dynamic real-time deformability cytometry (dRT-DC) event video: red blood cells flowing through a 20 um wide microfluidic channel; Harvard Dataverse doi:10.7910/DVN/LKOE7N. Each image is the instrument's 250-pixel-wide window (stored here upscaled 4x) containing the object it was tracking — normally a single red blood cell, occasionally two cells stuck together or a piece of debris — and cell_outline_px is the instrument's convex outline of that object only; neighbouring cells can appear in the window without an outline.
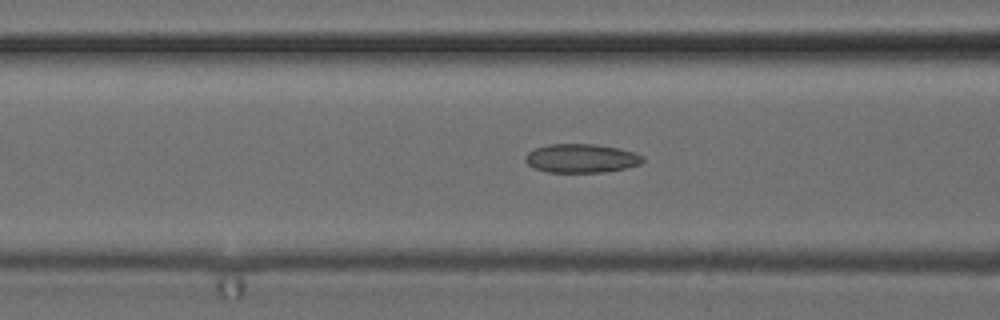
{"species": "common noctule bat (a hibernating species)", "species_latin": "Nyctalus noctula", "temperature_condition": "cold", "stored_images_in_passage": 35, "camera_frame_rate_fps": 3000, "um_per_image_px": 0.085, "animal": {"sex": "female", "body_mass_g": 24.6, "forearm_length_mm": 56.2}, "frame": {"image": 1, "passage_image": 13, "time_ms": 4.0, "image_size_px": [1000, 320], "cell_outline_px": [[644, 160], [640, 164], [624, 168], [604, 172], [548, 172], [536, 168], [528, 164], [524, 160], [524, 156], [528, 152], [536, 148], [548, 144], [596, 144], [620, 148], [636, 152], [644, 156]], "centroid_in_image_um": [49.43, 13.44], "position_along_channel_um": 117.2, "area_um2": 19.77}}
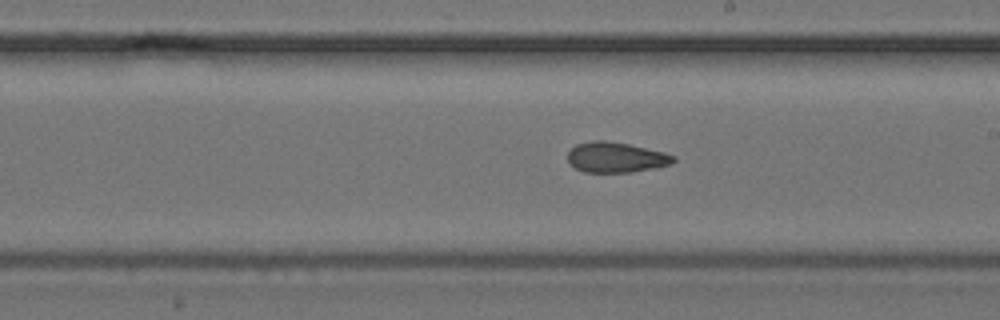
{"frame": {"image": 2, "passage_image": 22, "time_ms": 7.0, "image_size_px": [1000, 320], "cell_outline_px": [[676, 160], [672, 164], [660, 168], [632, 172], [584, 172], [568, 164], [568, 152], [576, 144], [592, 140], [608, 140], [628, 144], [664, 152], [676, 156]], "centroid_in_image_um": [52.38, 13.38], "position_along_channel_um": 236.6, "area_um2": 19.02}}
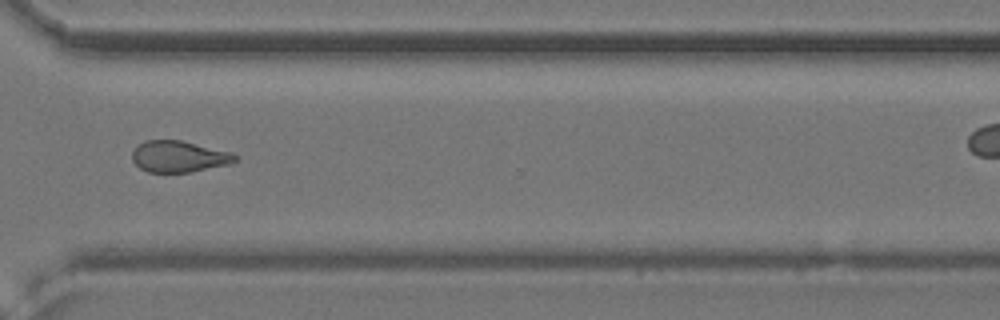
{"frame": {"image": 3, "passage_image": 31, "time_ms": 10.0, "image_size_px": [1000, 320], "cell_outline_px": [[236, 160], [232, 164], [188, 172], [148, 172], [140, 168], [132, 160], [132, 152], [144, 140], [180, 140], [232, 152], [236, 156]], "centroid_in_image_um": [15.21, 13.3], "position_along_channel_um": 355.4, "area_um2": 18.73}}